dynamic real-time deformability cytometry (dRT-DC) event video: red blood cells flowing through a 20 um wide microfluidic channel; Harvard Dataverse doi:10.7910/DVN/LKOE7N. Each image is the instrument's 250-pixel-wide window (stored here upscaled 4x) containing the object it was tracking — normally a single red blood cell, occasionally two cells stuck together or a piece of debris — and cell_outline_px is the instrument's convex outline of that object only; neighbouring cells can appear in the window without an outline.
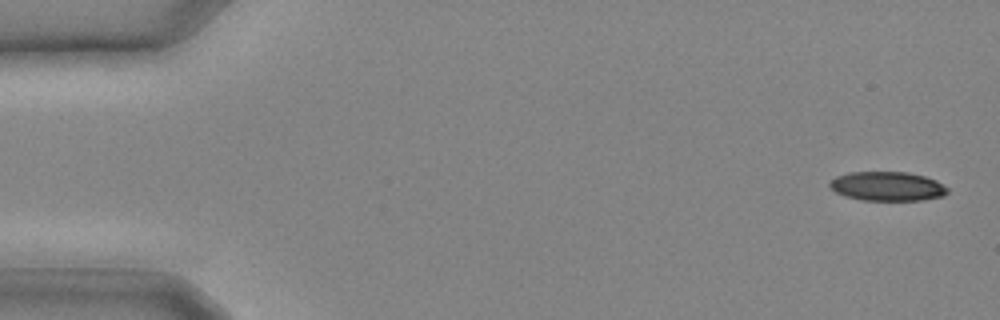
{"species": "common noctule bat (a hibernating species)", "species_latin": "Nyctalus noctula", "temperature_condition": "cold", "stored_images_in_passage": 13, "camera_frame_rate_fps": 3000, "um_per_image_px": 0.085, "animal": {"sex": "male", "body_mass_g": 20.4}, "frame": {"image": 1, "passage_image": 1, "time_ms": 0.0, "image_size_px": [1000, 320], "cell_outline_px": [[948, 192], [944, 196], [920, 200], [860, 200], [844, 196], [836, 192], [828, 184], [836, 176], [848, 172], [908, 172], [924, 176], [936, 180], [948, 188]], "centroid_in_image_um": [75.42, 15.83], "position_along_channel_um": 9.6, "area_um2": 20.06}}
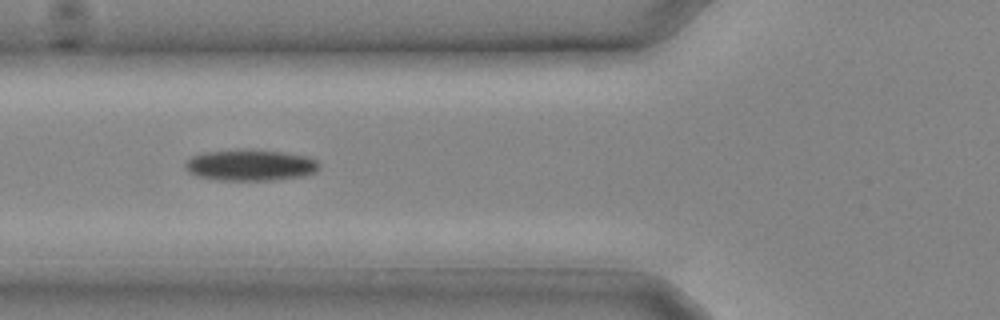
{"frame": {"image": 2, "passage_image": 10, "time_ms": 3.0, "image_size_px": [1000, 320], "cell_outline_px": [[320, 168], [316, 172], [304, 176], [272, 180], [216, 180], [196, 176], [188, 172], [184, 168], [184, 164], [192, 156], [204, 152], [236, 148], [252, 148], [308, 156], [316, 160], [320, 164]], "centroid_in_image_um": [21.26, 14.02], "position_along_channel_um": 104.5, "area_um2": 24.97}}
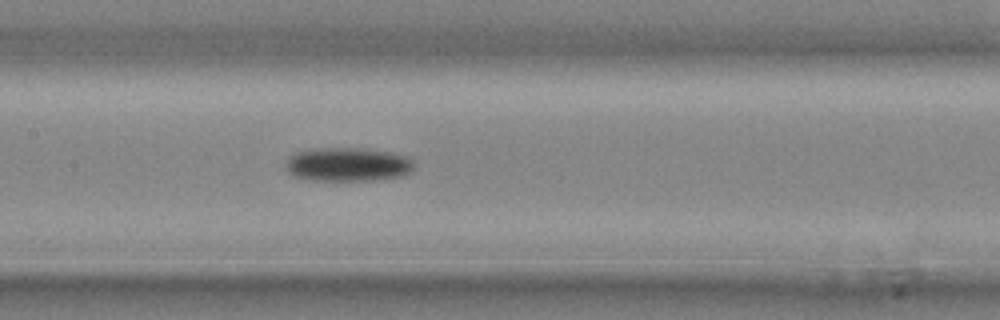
{"frame": {"image": 3, "passage_image": 13, "time_ms": 4.0, "image_size_px": [1000, 320], "cell_outline_px": [[412, 172], [400, 176], [380, 180], [312, 180], [292, 176], [284, 168], [288, 156], [296, 152], [316, 148], [356, 148], [388, 152], [408, 156], [412, 160]], "centroid_in_image_um": [29.52, 13.98], "position_along_channel_um": 177.9, "area_um2": 25.37}}